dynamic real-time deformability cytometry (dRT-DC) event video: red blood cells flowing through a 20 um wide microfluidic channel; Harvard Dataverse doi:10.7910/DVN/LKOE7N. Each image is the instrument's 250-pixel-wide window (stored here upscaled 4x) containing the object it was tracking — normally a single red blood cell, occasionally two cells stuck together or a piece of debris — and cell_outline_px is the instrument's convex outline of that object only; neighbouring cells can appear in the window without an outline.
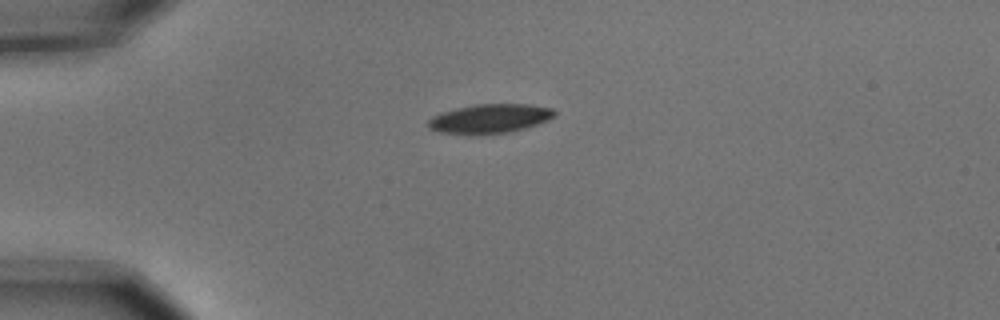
{"species": "common noctule bat (a hibernating species)", "species_latin": "Nyctalus noctula", "temperature_condition": "cold", "stored_images_in_passage": 2, "camera_frame_rate_fps": 3000, "um_per_image_px": 0.085, "animal": {"sex": "male", "body_mass_g": 15.6}, "frame": {"image": 1, "passage_image": 1, "time_ms": 0.0, "image_size_px": [1000, 320], "cell_outline_px": [[556, 116], [548, 120], [524, 128], [508, 132], [472, 136], [468, 136], [440, 132], [428, 128], [428, 120], [432, 116], [440, 112], [472, 104], [528, 104], [552, 108], [556, 112]], "centroid_in_image_um": [41.58, 10.09], "position_along_channel_um": 43.4, "area_um2": 21.91}}